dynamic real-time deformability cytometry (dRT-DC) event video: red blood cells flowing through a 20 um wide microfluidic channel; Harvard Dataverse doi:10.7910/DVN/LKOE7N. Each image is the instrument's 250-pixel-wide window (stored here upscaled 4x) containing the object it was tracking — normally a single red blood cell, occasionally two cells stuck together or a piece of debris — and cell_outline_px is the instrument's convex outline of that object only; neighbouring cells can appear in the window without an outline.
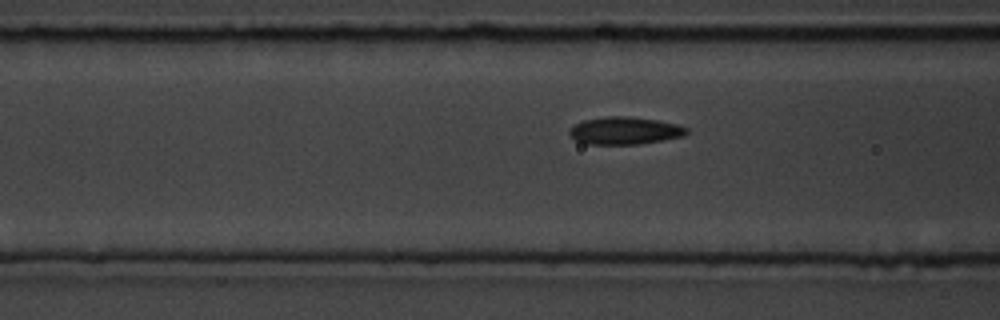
{"species": "common noctule bat (a hibernating species)", "species_latin": "Nyctalus noctula", "temperature_condition": "room temperature", "stored_images_in_passage": 13, "camera_frame_rate_fps": 3000, "um_per_image_px": 0.085, "animal": {"sex": "male", "body_mass_g": 19.5, "forearm_length_mm": 54.6}, "frame": {"image": 1, "passage_image": 11, "time_ms": 3.333, "image_size_px": [1000, 320], "cell_outline_px": [[688, 132], [684, 136], [640, 144], [588, 144], [576, 140], [568, 132], [576, 124], [584, 120], [604, 116], [628, 116], [656, 120], [676, 124], [688, 128]], "centroid_in_image_um": [53.12, 11.1], "position_along_channel_um": 113.5, "area_um2": 18.61}}